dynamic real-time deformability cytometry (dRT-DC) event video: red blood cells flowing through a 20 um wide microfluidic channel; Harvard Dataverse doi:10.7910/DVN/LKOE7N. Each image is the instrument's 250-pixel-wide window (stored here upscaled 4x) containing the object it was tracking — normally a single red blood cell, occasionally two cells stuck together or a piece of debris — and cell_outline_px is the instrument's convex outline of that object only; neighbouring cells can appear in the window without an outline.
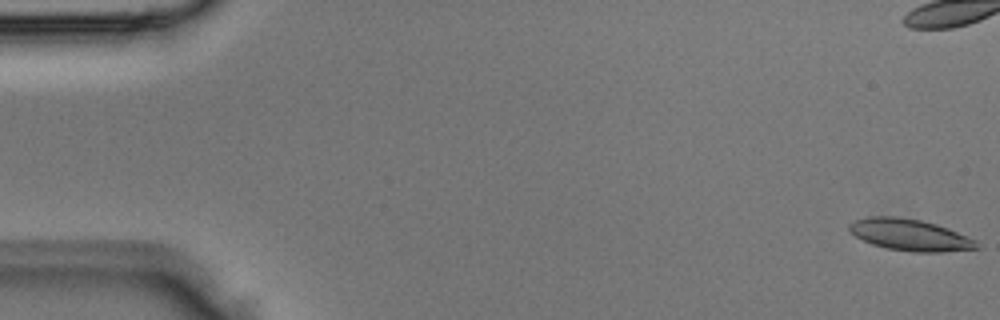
{"species": "Egyptian fruit bat (a non-hibernating species)", "species_latin": "Rousettus aegyptiacus", "temperature_condition": "room temperature", "stored_images_in_passage": 4, "camera_frame_rate_fps": 3000, "um_per_image_px": 0.085, "animal": {"sex": "male"}, "frame": {"image": 1, "passage_image": 1, "time_ms": 0.0, "image_size_px": [1000, 320], "cell_outline_px": [[980, 248], [940, 252], [912, 252], [888, 248], [872, 244], [856, 236], [848, 228], [848, 224], [852, 220], [868, 216], [900, 216], [920, 220], [936, 224], [948, 228], [976, 240]], "centroid_in_image_um": [77.33, 19.95], "position_along_channel_um": 7.7, "area_um2": 23.47}}